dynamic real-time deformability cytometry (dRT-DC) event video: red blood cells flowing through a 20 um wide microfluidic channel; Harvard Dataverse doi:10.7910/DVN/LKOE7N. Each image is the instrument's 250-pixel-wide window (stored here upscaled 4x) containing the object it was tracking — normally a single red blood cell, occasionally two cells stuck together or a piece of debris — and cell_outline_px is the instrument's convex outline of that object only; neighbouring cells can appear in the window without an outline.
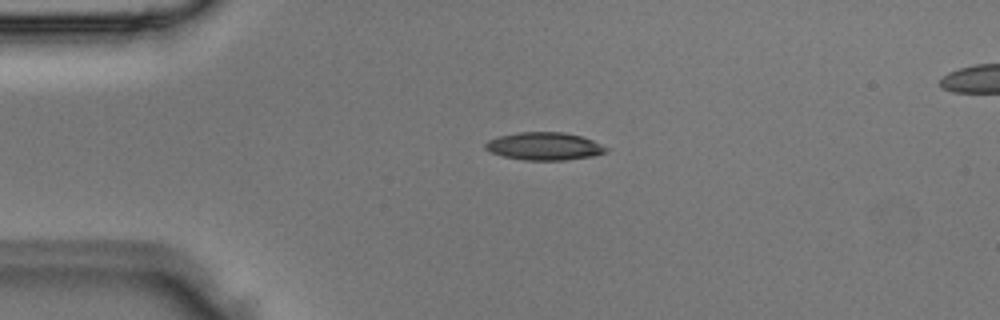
{"species": "Egyptian fruit bat (a non-hibernating species)", "species_latin": "Rousettus aegyptiacus", "temperature_condition": "room temperature", "stored_images_in_passage": 2, "camera_frame_rate_fps": 3000, "um_per_image_px": 0.085, "animal": {"sex": "male"}, "frame": {"image": 1, "passage_image": 1, "time_ms": 0.0, "image_size_px": [1000, 320], "cell_outline_px": [[608, 148], [604, 152], [592, 156], [564, 160], [524, 160], [504, 156], [488, 152], [484, 148], [484, 144], [488, 140], [496, 136], [520, 132], [564, 132], [580, 136], [592, 140]], "centroid_in_image_um": [46.19, 12.42], "position_along_channel_um": 38.8, "area_um2": 19.48}}